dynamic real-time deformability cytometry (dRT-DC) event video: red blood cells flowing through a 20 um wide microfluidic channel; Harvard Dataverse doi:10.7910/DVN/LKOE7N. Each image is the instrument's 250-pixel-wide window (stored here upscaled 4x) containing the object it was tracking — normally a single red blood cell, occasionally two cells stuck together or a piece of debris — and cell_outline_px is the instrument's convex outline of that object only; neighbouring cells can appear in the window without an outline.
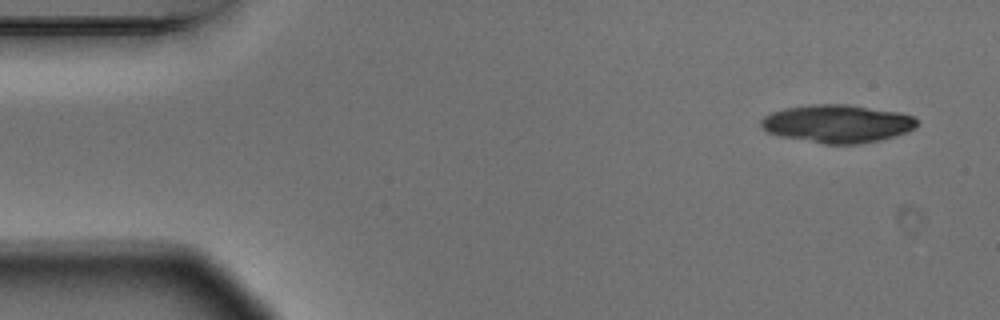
{"species": "Egyptian fruit bat (a non-hibernating species)", "species_latin": "Rousettus aegyptiacus", "temperature_condition": "warm", "stored_images_in_passage": 4, "camera_frame_rate_fps": 3000, "um_per_image_px": 0.085, "animal": {"sex": "male"}, "frame": {"image": 1, "passage_image": 1, "time_ms": 0.0, "image_size_px": [1000, 320], "cell_outline_px": [[920, 124], [904, 132], [880, 140], [860, 144], [824, 144], [780, 136], [768, 132], [760, 128], [760, 120], [764, 116], [772, 112], [784, 108], [812, 104], [848, 104], [900, 112], [916, 116], [920, 120]], "centroid_in_image_um": [71.17, 10.5], "position_along_channel_um": 13.8, "area_um2": 34.8}}